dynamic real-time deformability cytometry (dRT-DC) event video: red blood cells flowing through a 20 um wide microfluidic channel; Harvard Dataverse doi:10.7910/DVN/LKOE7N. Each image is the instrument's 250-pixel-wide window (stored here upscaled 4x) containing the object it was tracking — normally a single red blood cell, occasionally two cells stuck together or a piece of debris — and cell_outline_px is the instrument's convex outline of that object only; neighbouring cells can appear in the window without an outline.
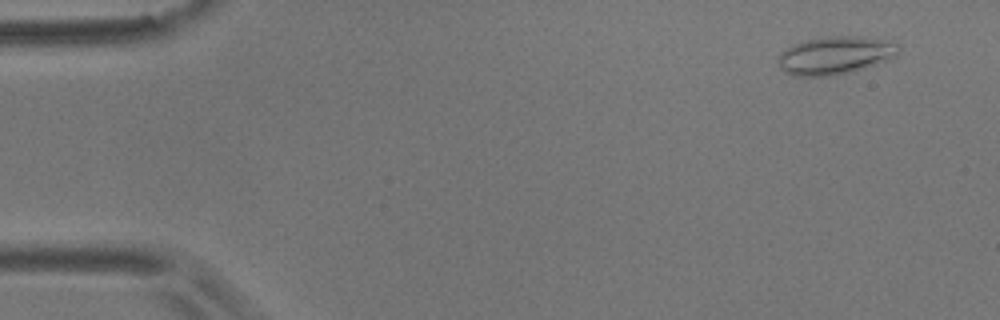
{"species": "common noctule bat (a hibernating species)", "species_latin": "Nyctalus noctula", "temperature_condition": "room temperature", "stored_images_in_passage": 6, "camera_frame_rate_fps": 3000, "um_per_image_px": 0.085, "animal": {"sex": "male", "body_mass_g": 17.9}, "frame": {"image": 1, "passage_image": 2, "time_ms": 0.333, "image_size_px": [1000, 320], "cell_outline_px": [[900, 48], [896, 56], [888, 60], [864, 68], [848, 72], [828, 76], [796, 76], [784, 72], [780, 68], [780, 52], [792, 44], [808, 40], [828, 36], [856, 36], [880, 40], [900, 44]], "centroid_in_image_um": [70.99, 4.71], "position_along_channel_um": 14.0, "area_um2": 26.3}}